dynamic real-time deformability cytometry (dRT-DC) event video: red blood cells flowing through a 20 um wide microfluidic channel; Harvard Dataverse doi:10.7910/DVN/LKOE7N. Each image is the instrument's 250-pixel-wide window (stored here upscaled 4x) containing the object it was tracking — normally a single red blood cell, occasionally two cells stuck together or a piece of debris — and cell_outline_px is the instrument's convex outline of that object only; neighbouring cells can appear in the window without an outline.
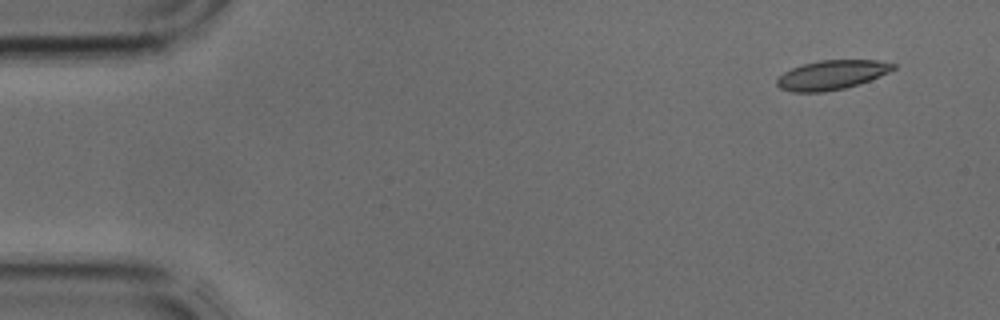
{"species": "common noctule bat (a hibernating species)", "species_latin": "Nyctalus noctula", "temperature_condition": "cold", "stored_images_in_passage": 3, "segment_of_instrument_passage": [2, 2], "camera_frame_rate_fps": 3000, "um_per_image_px": 0.085, "animal": {"sex": "male", "body_mass_g": 17.9, "forearm_length_mm": 54.2}, "frame": {"image": 1, "passage_image": 3, "time_ms": 0.667, "image_size_px": [1000, 320], "cell_outline_px": [[896, 68], [888, 72], [868, 80], [844, 88], [824, 92], [792, 92], [780, 88], [776, 84], [776, 80], [784, 72], [792, 68], [804, 64], [820, 60], [876, 60], [896, 64]], "centroid_in_image_um": [70.66, 6.37], "position_along_channel_um": 14.3, "area_um2": 19.59}}